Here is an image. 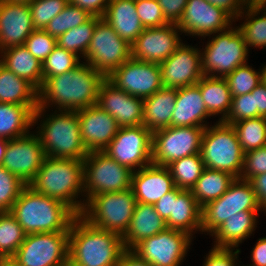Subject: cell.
<instances>
[{"instance_id":"obj_57","label":"cell","mask_w":266,"mask_h":266,"mask_svg":"<svg viewBox=\"0 0 266 266\" xmlns=\"http://www.w3.org/2000/svg\"><path fill=\"white\" fill-rule=\"evenodd\" d=\"M172 198H177V187H175L172 191L166 193L154 204L156 211L165 221L171 214Z\"/></svg>"},{"instance_id":"obj_48","label":"cell","mask_w":266,"mask_h":266,"mask_svg":"<svg viewBox=\"0 0 266 266\" xmlns=\"http://www.w3.org/2000/svg\"><path fill=\"white\" fill-rule=\"evenodd\" d=\"M250 118H255V102L251 92L232 97L229 113L222 122L232 125Z\"/></svg>"},{"instance_id":"obj_55","label":"cell","mask_w":266,"mask_h":266,"mask_svg":"<svg viewBox=\"0 0 266 266\" xmlns=\"http://www.w3.org/2000/svg\"><path fill=\"white\" fill-rule=\"evenodd\" d=\"M251 95L254 96L255 118H266V84L261 81V83L251 91Z\"/></svg>"},{"instance_id":"obj_21","label":"cell","mask_w":266,"mask_h":266,"mask_svg":"<svg viewBox=\"0 0 266 266\" xmlns=\"http://www.w3.org/2000/svg\"><path fill=\"white\" fill-rule=\"evenodd\" d=\"M96 104L114 117L120 128L143 125V99L122 91L107 78L100 85Z\"/></svg>"},{"instance_id":"obj_22","label":"cell","mask_w":266,"mask_h":266,"mask_svg":"<svg viewBox=\"0 0 266 266\" xmlns=\"http://www.w3.org/2000/svg\"><path fill=\"white\" fill-rule=\"evenodd\" d=\"M81 140L88 152L103 151L119 130L114 117L97 104L77 111Z\"/></svg>"},{"instance_id":"obj_23","label":"cell","mask_w":266,"mask_h":266,"mask_svg":"<svg viewBox=\"0 0 266 266\" xmlns=\"http://www.w3.org/2000/svg\"><path fill=\"white\" fill-rule=\"evenodd\" d=\"M34 30L28 3L0 0V51L24 45Z\"/></svg>"},{"instance_id":"obj_31","label":"cell","mask_w":266,"mask_h":266,"mask_svg":"<svg viewBox=\"0 0 266 266\" xmlns=\"http://www.w3.org/2000/svg\"><path fill=\"white\" fill-rule=\"evenodd\" d=\"M0 63L16 76L28 80L38 90L42 87V63L24 45L0 51Z\"/></svg>"},{"instance_id":"obj_11","label":"cell","mask_w":266,"mask_h":266,"mask_svg":"<svg viewBox=\"0 0 266 266\" xmlns=\"http://www.w3.org/2000/svg\"><path fill=\"white\" fill-rule=\"evenodd\" d=\"M13 258L20 266H66L69 231L28 234Z\"/></svg>"},{"instance_id":"obj_30","label":"cell","mask_w":266,"mask_h":266,"mask_svg":"<svg viewBox=\"0 0 266 266\" xmlns=\"http://www.w3.org/2000/svg\"><path fill=\"white\" fill-rule=\"evenodd\" d=\"M176 99L177 89L167 87L143 99V125L151 132L171 126Z\"/></svg>"},{"instance_id":"obj_47","label":"cell","mask_w":266,"mask_h":266,"mask_svg":"<svg viewBox=\"0 0 266 266\" xmlns=\"http://www.w3.org/2000/svg\"><path fill=\"white\" fill-rule=\"evenodd\" d=\"M135 7L144 28L161 27L169 23L157 0H135Z\"/></svg>"},{"instance_id":"obj_10","label":"cell","mask_w":266,"mask_h":266,"mask_svg":"<svg viewBox=\"0 0 266 266\" xmlns=\"http://www.w3.org/2000/svg\"><path fill=\"white\" fill-rule=\"evenodd\" d=\"M241 211L263 210L250 182L235 178L220 198L202 207L201 233L210 236L227 218Z\"/></svg>"},{"instance_id":"obj_12","label":"cell","mask_w":266,"mask_h":266,"mask_svg":"<svg viewBox=\"0 0 266 266\" xmlns=\"http://www.w3.org/2000/svg\"><path fill=\"white\" fill-rule=\"evenodd\" d=\"M131 58V45L101 18L94 28L90 45L82 62L100 71L106 78Z\"/></svg>"},{"instance_id":"obj_25","label":"cell","mask_w":266,"mask_h":266,"mask_svg":"<svg viewBox=\"0 0 266 266\" xmlns=\"http://www.w3.org/2000/svg\"><path fill=\"white\" fill-rule=\"evenodd\" d=\"M211 117L198 84L177 89V99L171 117L172 127H207V120Z\"/></svg>"},{"instance_id":"obj_1","label":"cell","mask_w":266,"mask_h":266,"mask_svg":"<svg viewBox=\"0 0 266 266\" xmlns=\"http://www.w3.org/2000/svg\"><path fill=\"white\" fill-rule=\"evenodd\" d=\"M105 79L100 71L82 62L75 69L43 82L38 90V108L79 111L93 106Z\"/></svg>"},{"instance_id":"obj_61","label":"cell","mask_w":266,"mask_h":266,"mask_svg":"<svg viewBox=\"0 0 266 266\" xmlns=\"http://www.w3.org/2000/svg\"><path fill=\"white\" fill-rule=\"evenodd\" d=\"M246 4L252 7H264L266 5V0H246Z\"/></svg>"},{"instance_id":"obj_53","label":"cell","mask_w":266,"mask_h":266,"mask_svg":"<svg viewBox=\"0 0 266 266\" xmlns=\"http://www.w3.org/2000/svg\"><path fill=\"white\" fill-rule=\"evenodd\" d=\"M69 3L79 6L87 11L92 16L102 18L104 15L108 3L111 0H68Z\"/></svg>"},{"instance_id":"obj_35","label":"cell","mask_w":266,"mask_h":266,"mask_svg":"<svg viewBox=\"0 0 266 266\" xmlns=\"http://www.w3.org/2000/svg\"><path fill=\"white\" fill-rule=\"evenodd\" d=\"M234 180L235 177L227 172L205 167L191 192L198 204L203 207L207 203L220 198Z\"/></svg>"},{"instance_id":"obj_4","label":"cell","mask_w":266,"mask_h":266,"mask_svg":"<svg viewBox=\"0 0 266 266\" xmlns=\"http://www.w3.org/2000/svg\"><path fill=\"white\" fill-rule=\"evenodd\" d=\"M28 186L80 215L85 205L83 160L46 157Z\"/></svg>"},{"instance_id":"obj_15","label":"cell","mask_w":266,"mask_h":266,"mask_svg":"<svg viewBox=\"0 0 266 266\" xmlns=\"http://www.w3.org/2000/svg\"><path fill=\"white\" fill-rule=\"evenodd\" d=\"M193 238L184 231L167 228L142 240L132 250L152 266H180Z\"/></svg>"},{"instance_id":"obj_24","label":"cell","mask_w":266,"mask_h":266,"mask_svg":"<svg viewBox=\"0 0 266 266\" xmlns=\"http://www.w3.org/2000/svg\"><path fill=\"white\" fill-rule=\"evenodd\" d=\"M131 188L136 202L154 205L175 184L168 167L152 163L132 173Z\"/></svg>"},{"instance_id":"obj_29","label":"cell","mask_w":266,"mask_h":266,"mask_svg":"<svg viewBox=\"0 0 266 266\" xmlns=\"http://www.w3.org/2000/svg\"><path fill=\"white\" fill-rule=\"evenodd\" d=\"M102 18L130 45L144 30L135 0H111Z\"/></svg>"},{"instance_id":"obj_40","label":"cell","mask_w":266,"mask_h":266,"mask_svg":"<svg viewBox=\"0 0 266 266\" xmlns=\"http://www.w3.org/2000/svg\"><path fill=\"white\" fill-rule=\"evenodd\" d=\"M23 228L9 212H0V257H13L25 239Z\"/></svg>"},{"instance_id":"obj_43","label":"cell","mask_w":266,"mask_h":266,"mask_svg":"<svg viewBox=\"0 0 266 266\" xmlns=\"http://www.w3.org/2000/svg\"><path fill=\"white\" fill-rule=\"evenodd\" d=\"M227 80L232 97L250 93L261 83V70L254 69L249 63L237 67L228 74Z\"/></svg>"},{"instance_id":"obj_36","label":"cell","mask_w":266,"mask_h":266,"mask_svg":"<svg viewBox=\"0 0 266 266\" xmlns=\"http://www.w3.org/2000/svg\"><path fill=\"white\" fill-rule=\"evenodd\" d=\"M242 19H245L244 22H240L241 25L237 27L243 35L248 51L250 52L251 47L266 50V9L247 6L234 22Z\"/></svg>"},{"instance_id":"obj_32","label":"cell","mask_w":266,"mask_h":266,"mask_svg":"<svg viewBox=\"0 0 266 266\" xmlns=\"http://www.w3.org/2000/svg\"><path fill=\"white\" fill-rule=\"evenodd\" d=\"M37 108L0 103V138L12 140L29 134L34 128L33 114Z\"/></svg>"},{"instance_id":"obj_52","label":"cell","mask_w":266,"mask_h":266,"mask_svg":"<svg viewBox=\"0 0 266 266\" xmlns=\"http://www.w3.org/2000/svg\"><path fill=\"white\" fill-rule=\"evenodd\" d=\"M226 12L234 21L247 8L246 0H206Z\"/></svg>"},{"instance_id":"obj_63","label":"cell","mask_w":266,"mask_h":266,"mask_svg":"<svg viewBox=\"0 0 266 266\" xmlns=\"http://www.w3.org/2000/svg\"><path fill=\"white\" fill-rule=\"evenodd\" d=\"M7 1H14V2H26V3H30L33 0H7Z\"/></svg>"},{"instance_id":"obj_54","label":"cell","mask_w":266,"mask_h":266,"mask_svg":"<svg viewBox=\"0 0 266 266\" xmlns=\"http://www.w3.org/2000/svg\"><path fill=\"white\" fill-rule=\"evenodd\" d=\"M248 181L255 192L259 205L266 214V173L252 177Z\"/></svg>"},{"instance_id":"obj_20","label":"cell","mask_w":266,"mask_h":266,"mask_svg":"<svg viewBox=\"0 0 266 266\" xmlns=\"http://www.w3.org/2000/svg\"><path fill=\"white\" fill-rule=\"evenodd\" d=\"M163 87L179 89L197 84L204 76L201 51L197 45L182 43L165 61L161 62Z\"/></svg>"},{"instance_id":"obj_45","label":"cell","mask_w":266,"mask_h":266,"mask_svg":"<svg viewBox=\"0 0 266 266\" xmlns=\"http://www.w3.org/2000/svg\"><path fill=\"white\" fill-rule=\"evenodd\" d=\"M27 185L0 165V212H9Z\"/></svg>"},{"instance_id":"obj_13","label":"cell","mask_w":266,"mask_h":266,"mask_svg":"<svg viewBox=\"0 0 266 266\" xmlns=\"http://www.w3.org/2000/svg\"><path fill=\"white\" fill-rule=\"evenodd\" d=\"M206 127H166L152 132V163L168 166L173 161L201 152Z\"/></svg>"},{"instance_id":"obj_27","label":"cell","mask_w":266,"mask_h":266,"mask_svg":"<svg viewBox=\"0 0 266 266\" xmlns=\"http://www.w3.org/2000/svg\"><path fill=\"white\" fill-rule=\"evenodd\" d=\"M167 229L154 205L136 202L129 227L122 236L125 249H133L142 240Z\"/></svg>"},{"instance_id":"obj_44","label":"cell","mask_w":266,"mask_h":266,"mask_svg":"<svg viewBox=\"0 0 266 266\" xmlns=\"http://www.w3.org/2000/svg\"><path fill=\"white\" fill-rule=\"evenodd\" d=\"M68 0H33L29 5L34 29H41L57 16L65 6Z\"/></svg>"},{"instance_id":"obj_19","label":"cell","mask_w":266,"mask_h":266,"mask_svg":"<svg viewBox=\"0 0 266 266\" xmlns=\"http://www.w3.org/2000/svg\"><path fill=\"white\" fill-rule=\"evenodd\" d=\"M45 158L39 136L31 131L23 137L8 140L2 166L28 185Z\"/></svg>"},{"instance_id":"obj_6","label":"cell","mask_w":266,"mask_h":266,"mask_svg":"<svg viewBox=\"0 0 266 266\" xmlns=\"http://www.w3.org/2000/svg\"><path fill=\"white\" fill-rule=\"evenodd\" d=\"M207 39L205 48H200L204 76L225 78L237 67L248 63L250 52L236 25L209 35Z\"/></svg>"},{"instance_id":"obj_62","label":"cell","mask_w":266,"mask_h":266,"mask_svg":"<svg viewBox=\"0 0 266 266\" xmlns=\"http://www.w3.org/2000/svg\"><path fill=\"white\" fill-rule=\"evenodd\" d=\"M260 70H261V80L264 84H266V64H262V68L260 66Z\"/></svg>"},{"instance_id":"obj_14","label":"cell","mask_w":266,"mask_h":266,"mask_svg":"<svg viewBox=\"0 0 266 266\" xmlns=\"http://www.w3.org/2000/svg\"><path fill=\"white\" fill-rule=\"evenodd\" d=\"M103 152L135 172L152 164V132L144 125L119 128Z\"/></svg>"},{"instance_id":"obj_9","label":"cell","mask_w":266,"mask_h":266,"mask_svg":"<svg viewBox=\"0 0 266 266\" xmlns=\"http://www.w3.org/2000/svg\"><path fill=\"white\" fill-rule=\"evenodd\" d=\"M132 173L103 151L88 152L83 159L85 202L93 195L131 188Z\"/></svg>"},{"instance_id":"obj_26","label":"cell","mask_w":266,"mask_h":266,"mask_svg":"<svg viewBox=\"0 0 266 266\" xmlns=\"http://www.w3.org/2000/svg\"><path fill=\"white\" fill-rule=\"evenodd\" d=\"M259 212L263 211H241L227 218L210 235L215 248H238L244 240L254 235L257 227Z\"/></svg>"},{"instance_id":"obj_56","label":"cell","mask_w":266,"mask_h":266,"mask_svg":"<svg viewBox=\"0 0 266 266\" xmlns=\"http://www.w3.org/2000/svg\"><path fill=\"white\" fill-rule=\"evenodd\" d=\"M250 253L252 264L242 266H266V237L257 239Z\"/></svg>"},{"instance_id":"obj_18","label":"cell","mask_w":266,"mask_h":266,"mask_svg":"<svg viewBox=\"0 0 266 266\" xmlns=\"http://www.w3.org/2000/svg\"><path fill=\"white\" fill-rule=\"evenodd\" d=\"M180 35L182 32L177 24L173 23L161 27L144 28L131 44V58L160 64L183 43Z\"/></svg>"},{"instance_id":"obj_50","label":"cell","mask_w":266,"mask_h":266,"mask_svg":"<svg viewBox=\"0 0 266 266\" xmlns=\"http://www.w3.org/2000/svg\"><path fill=\"white\" fill-rule=\"evenodd\" d=\"M240 248H215L211 247L206 257L204 256L203 266H242L237 263Z\"/></svg>"},{"instance_id":"obj_3","label":"cell","mask_w":266,"mask_h":266,"mask_svg":"<svg viewBox=\"0 0 266 266\" xmlns=\"http://www.w3.org/2000/svg\"><path fill=\"white\" fill-rule=\"evenodd\" d=\"M50 110L37 108L33 114V126L38 125L34 131L46 157L83 160L88 151L81 140L77 111Z\"/></svg>"},{"instance_id":"obj_8","label":"cell","mask_w":266,"mask_h":266,"mask_svg":"<svg viewBox=\"0 0 266 266\" xmlns=\"http://www.w3.org/2000/svg\"><path fill=\"white\" fill-rule=\"evenodd\" d=\"M136 198L132 188L89 197L80 216L95 227L123 236L132 219Z\"/></svg>"},{"instance_id":"obj_2","label":"cell","mask_w":266,"mask_h":266,"mask_svg":"<svg viewBox=\"0 0 266 266\" xmlns=\"http://www.w3.org/2000/svg\"><path fill=\"white\" fill-rule=\"evenodd\" d=\"M124 250L122 236L95 227L80 215L71 223L70 266H117Z\"/></svg>"},{"instance_id":"obj_37","label":"cell","mask_w":266,"mask_h":266,"mask_svg":"<svg viewBox=\"0 0 266 266\" xmlns=\"http://www.w3.org/2000/svg\"><path fill=\"white\" fill-rule=\"evenodd\" d=\"M167 167L175 187L183 190H191L205 168L201 153L175 160Z\"/></svg>"},{"instance_id":"obj_41","label":"cell","mask_w":266,"mask_h":266,"mask_svg":"<svg viewBox=\"0 0 266 266\" xmlns=\"http://www.w3.org/2000/svg\"><path fill=\"white\" fill-rule=\"evenodd\" d=\"M91 16L84 9L68 2L62 12L55 16L44 30L51 36L58 38L68 30L86 22Z\"/></svg>"},{"instance_id":"obj_7","label":"cell","mask_w":266,"mask_h":266,"mask_svg":"<svg viewBox=\"0 0 266 266\" xmlns=\"http://www.w3.org/2000/svg\"><path fill=\"white\" fill-rule=\"evenodd\" d=\"M200 153L206 168L240 178L245 153L232 125L222 121L208 125L202 135Z\"/></svg>"},{"instance_id":"obj_58","label":"cell","mask_w":266,"mask_h":266,"mask_svg":"<svg viewBox=\"0 0 266 266\" xmlns=\"http://www.w3.org/2000/svg\"><path fill=\"white\" fill-rule=\"evenodd\" d=\"M117 266H152L143 260L132 249H125L121 254Z\"/></svg>"},{"instance_id":"obj_46","label":"cell","mask_w":266,"mask_h":266,"mask_svg":"<svg viewBox=\"0 0 266 266\" xmlns=\"http://www.w3.org/2000/svg\"><path fill=\"white\" fill-rule=\"evenodd\" d=\"M56 46L57 38L41 29H35L24 42V47L41 63L45 61Z\"/></svg>"},{"instance_id":"obj_59","label":"cell","mask_w":266,"mask_h":266,"mask_svg":"<svg viewBox=\"0 0 266 266\" xmlns=\"http://www.w3.org/2000/svg\"><path fill=\"white\" fill-rule=\"evenodd\" d=\"M0 266H20L13 257H0Z\"/></svg>"},{"instance_id":"obj_5","label":"cell","mask_w":266,"mask_h":266,"mask_svg":"<svg viewBox=\"0 0 266 266\" xmlns=\"http://www.w3.org/2000/svg\"><path fill=\"white\" fill-rule=\"evenodd\" d=\"M10 213L26 235L69 231L77 214L63 202L35 192L26 186L13 204Z\"/></svg>"},{"instance_id":"obj_60","label":"cell","mask_w":266,"mask_h":266,"mask_svg":"<svg viewBox=\"0 0 266 266\" xmlns=\"http://www.w3.org/2000/svg\"><path fill=\"white\" fill-rule=\"evenodd\" d=\"M7 145H8V140L0 138V165L3 164Z\"/></svg>"},{"instance_id":"obj_34","label":"cell","mask_w":266,"mask_h":266,"mask_svg":"<svg viewBox=\"0 0 266 266\" xmlns=\"http://www.w3.org/2000/svg\"><path fill=\"white\" fill-rule=\"evenodd\" d=\"M197 84L208 113L223 121L230 110L232 95L227 80L220 77L203 76ZM221 115V116H220Z\"/></svg>"},{"instance_id":"obj_28","label":"cell","mask_w":266,"mask_h":266,"mask_svg":"<svg viewBox=\"0 0 266 266\" xmlns=\"http://www.w3.org/2000/svg\"><path fill=\"white\" fill-rule=\"evenodd\" d=\"M201 223L202 207L191 190L177 187V198H172L171 214L166 220L167 228L184 231L193 237L197 232L201 234Z\"/></svg>"},{"instance_id":"obj_33","label":"cell","mask_w":266,"mask_h":266,"mask_svg":"<svg viewBox=\"0 0 266 266\" xmlns=\"http://www.w3.org/2000/svg\"><path fill=\"white\" fill-rule=\"evenodd\" d=\"M0 103L38 106V89L0 63Z\"/></svg>"},{"instance_id":"obj_17","label":"cell","mask_w":266,"mask_h":266,"mask_svg":"<svg viewBox=\"0 0 266 266\" xmlns=\"http://www.w3.org/2000/svg\"><path fill=\"white\" fill-rule=\"evenodd\" d=\"M236 24L222 9L209 4L206 0H188L177 26L182 34L190 37L205 38L227 30Z\"/></svg>"},{"instance_id":"obj_16","label":"cell","mask_w":266,"mask_h":266,"mask_svg":"<svg viewBox=\"0 0 266 266\" xmlns=\"http://www.w3.org/2000/svg\"><path fill=\"white\" fill-rule=\"evenodd\" d=\"M107 79L129 95L145 99L163 87L158 63L130 58L115 69Z\"/></svg>"},{"instance_id":"obj_42","label":"cell","mask_w":266,"mask_h":266,"mask_svg":"<svg viewBox=\"0 0 266 266\" xmlns=\"http://www.w3.org/2000/svg\"><path fill=\"white\" fill-rule=\"evenodd\" d=\"M81 63L82 61L79 56L57 45L42 63L43 82L48 77L71 71Z\"/></svg>"},{"instance_id":"obj_49","label":"cell","mask_w":266,"mask_h":266,"mask_svg":"<svg viewBox=\"0 0 266 266\" xmlns=\"http://www.w3.org/2000/svg\"><path fill=\"white\" fill-rule=\"evenodd\" d=\"M262 173H266V146L245 153L240 178L249 180Z\"/></svg>"},{"instance_id":"obj_38","label":"cell","mask_w":266,"mask_h":266,"mask_svg":"<svg viewBox=\"0 0 266 266\" xmlns=\"http://www.w3.org/2000/svg\"><path fill=\"white\" fill-rule=\"evenodd\" d=\"M100 19V17L91 16L86 22L60 35L57 38V45L73 52L83 60L90 45L96 23Z\"/></svg>"},{"instance_id":"obj_39","label":"cell","mask_w":266,"mask_h":266,"mask_svg":"<svg viewBox=\"0 0 266 266\" xmlns=\"http://www.w3.org/2000/svg\"><path fill=\"white\" fill-rule=\"evenodd\" d=\"M244 153L266 146V118L257 117L232 124Z\"/></svg>"},{"instance_id":"obj_51","label":"cell","mask_w":266,"mask_h":266,"mask_svg":"<svg viewBox=\"0 0 266 266\" xmlns=\"http://www.w3.org/2000/svg\"><path fill=\"white\" fill-rule=\"evenodd\" d=\"M165 19L169 23L178 24L188 0H157Z\"/></svg>"}]
</instances>
